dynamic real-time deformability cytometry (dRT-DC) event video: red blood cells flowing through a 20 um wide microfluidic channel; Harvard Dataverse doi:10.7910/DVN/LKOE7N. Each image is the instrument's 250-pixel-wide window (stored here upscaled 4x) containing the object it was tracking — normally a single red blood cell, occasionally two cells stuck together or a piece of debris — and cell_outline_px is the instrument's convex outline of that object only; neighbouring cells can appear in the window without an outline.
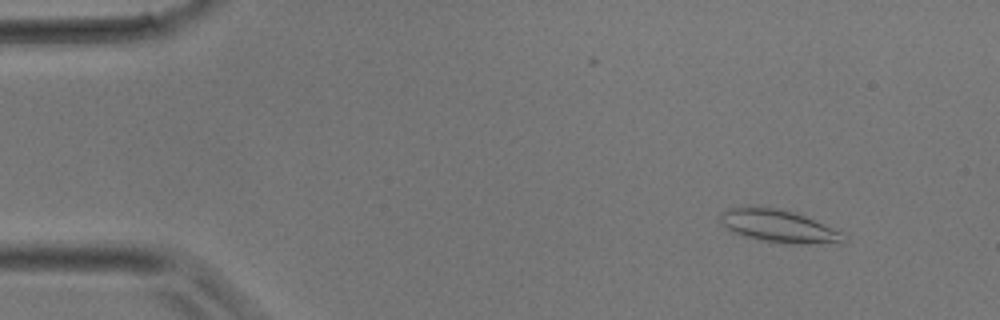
{"species": "common noctule bat (a hibernating species)", "species_latin": "Nyctalus noctula", "temperature_condition": "room temperature", "stored_images_in_passage": 40, "camera_frame_rate_fps": 3000, "um_per_image_px": 0.085, "animal": {"sex": "male", "body_mass_g": 17.9}, "frame": {"image": 1, "passage_image": 4, "time_ms": 1.0, "image_size_px": [1000, 320], "cell_outline_px": [[848, 240], [844, 244], [784, 244], [760, 240], [744, 236], [732, 232], [720, 220], [720, 216], [728, 208], [780, 208], [796, 212], [832, 228], [848, 236]], "centroid_in_image_um": [66.3, 19.27], "position_along_channel_um": 18.7, "area_um2": 23.41}}
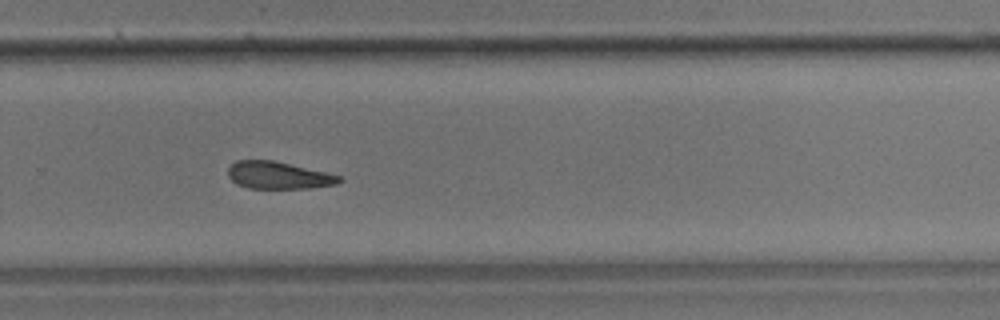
{"frame": {"image": 2, "passage_image": 26, "time_ms": 8.333, "image_size_px": [1000, 320], "cell_outline_px": [[344, 180], [336, 184], [312, 188], [248, 188], [236, 184], [228, 176], [228, 168], [236, 160], [272, 160], [324, 172], [340, 176]], "centroid_in_image_um": [23.64, 14.91], "position_along_channel_um": 306.2, "area_um2": 17.51}}
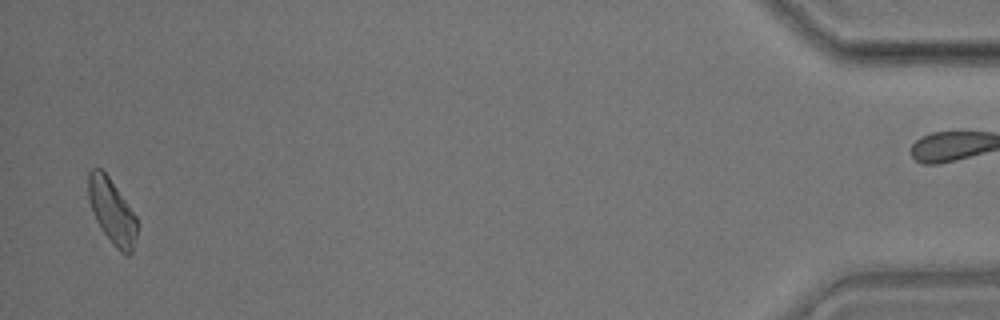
{"frame": {"image": 3, "passage_image": 38, "time_ms": 12.333, "image_size_px": [1000, 320], "cell_outline_px": [[136, 236], [132, 252], [128, 256], [124, 256], [112, 244], [96, 220], [92, 212], [88, 200], [88, 172], [92, 168], [100, 168], [108, 176], [136, 216]], "centroid_in_image_um": [9.5, 17.98], "position_along_channel_um": 425.7, "area_um2": 18.26}}